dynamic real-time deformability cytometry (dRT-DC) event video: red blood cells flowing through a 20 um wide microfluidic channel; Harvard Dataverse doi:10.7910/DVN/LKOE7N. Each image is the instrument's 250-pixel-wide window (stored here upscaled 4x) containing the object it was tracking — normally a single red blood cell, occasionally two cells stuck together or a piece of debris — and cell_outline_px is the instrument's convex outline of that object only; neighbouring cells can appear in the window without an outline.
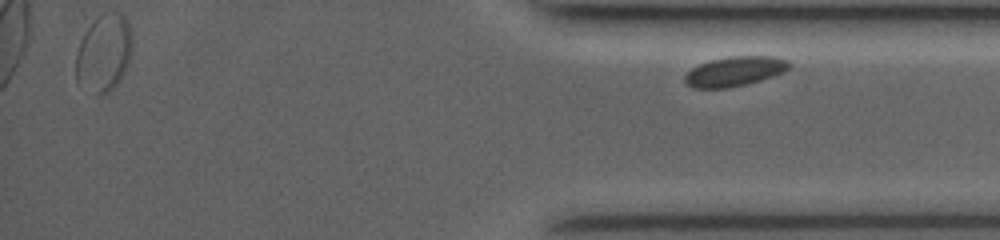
{"species": "common noctule bat (a hibernating species)", "species_latin": "Nyctalus noctula", "temperature_condition": "room temperature", "stored_images_in_passage": 11, "segment_of_instrument_passage": [2, 2], "camera_frame_rate_fps": 3500, "um_per_image_px": 0.085, "animal": {"sex": "female", "body_mass_g": 19.0, "forearm_length_mm": 53.3}, "frame": {"image": 1, "passage_image": 11, "time_ms": 10.571, "image_size_px": [1000, 240], "cell_outline_px": [[792, 64], [784, 72], [760, 80], [728, 88], [692, 88], [684, 80], [684, 76], [692, 68], [700, 64], [712, 60], [728, 56], [776, 56], [788, 60]], "centroid_in_image_um": [62.47, 6.05], "position_along_channel_um": 372.7, "area_um2": 17.98}}